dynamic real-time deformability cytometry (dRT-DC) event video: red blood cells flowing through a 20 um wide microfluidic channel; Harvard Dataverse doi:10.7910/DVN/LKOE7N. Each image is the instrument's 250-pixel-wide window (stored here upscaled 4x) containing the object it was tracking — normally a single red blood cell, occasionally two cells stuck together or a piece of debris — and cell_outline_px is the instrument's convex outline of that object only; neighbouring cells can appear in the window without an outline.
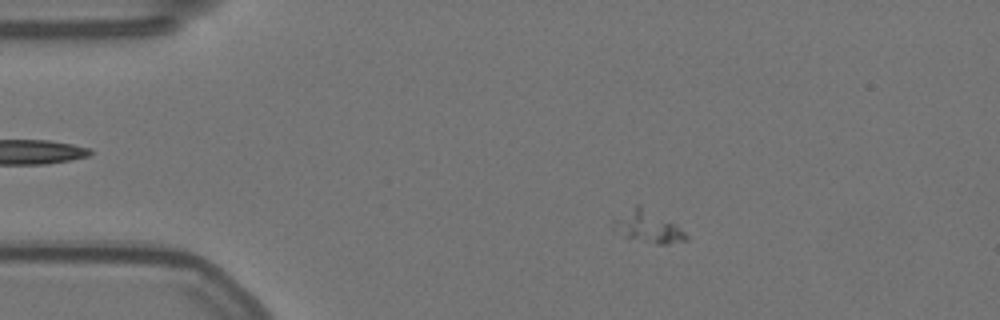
{"species": "Egyptian fruit bat (a non-hibernating species)", "species_latin": "Rousettus aegyptiacus", "temperature_condition": "warm", "stored_images_in_passage": 60, "camera_frame_rate_fps": 3000, "um_per_image_px": 0.085, "animal": {"sex": "female"}, "frame": {"image": 1, "passage_image": 12, "time_ms": 3.667, "image_size_px": [1000, 320], "cell_outline_px": [[688, 240], [668, 244], [656, 244], [628, 240], [612, 228], [608, 224], [612, 220], [636, 204], [640, 204], [672, 224], [684, 232], [688, 236]], "centroid_in_image_um": [54.96, 19.3], "position_along_channel_um": 30.0, "area_um2": 13.58}}
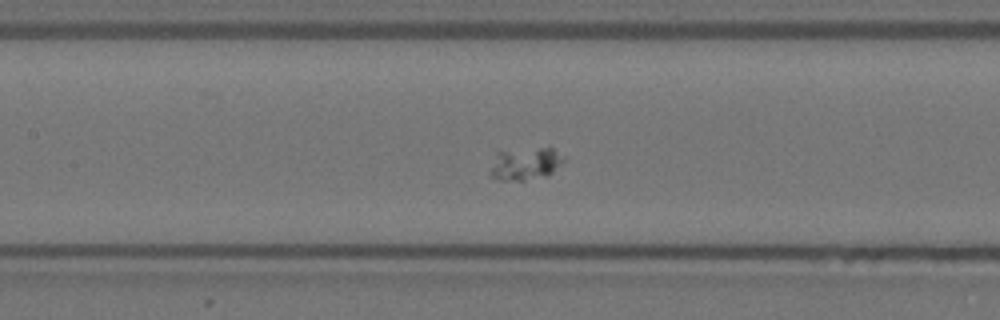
{"frame": {"image": 2, "passage_image": 28, "time_ms": 9.0, "image_size_px": [1000, 320], "cell_outline_px": [[564, 160], [548, 176], [524, 180], [496, 180], [492, 176], [492, 168], [496, 152], [540, 148], [552, 148], [564, 156]], "centroid_in_image_um": [44.68, 13.93], "position_along_channel_um": 162.7, "area_um2": 13.53}}
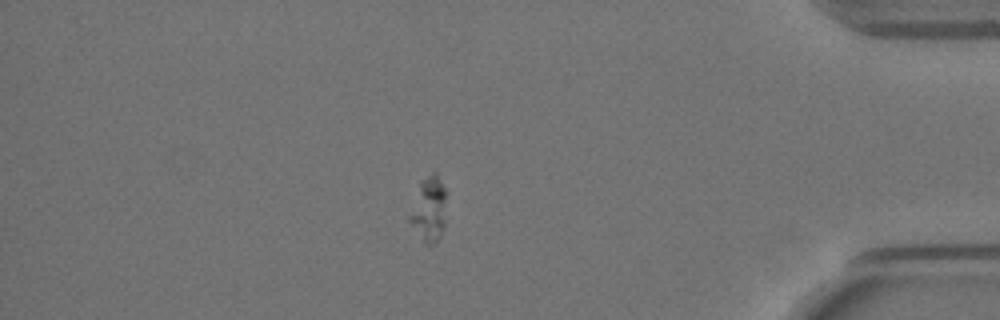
{"frame": {"image": 3, "passage_image": 52, "time_ms": 17.0, "image_size_px": [1000, 320], "cell_outline_px": [[444, 224], [440, 236], [432, 244], [428, 244], [424, 240], [408, 220], [408, 216], [420, 180], [432, 172], [436, 172], [444, 188]], "centroid_in_image_um": [36.43, 17.72], "position_along_channel_um": 398.8, "area_um2": 13.35}}